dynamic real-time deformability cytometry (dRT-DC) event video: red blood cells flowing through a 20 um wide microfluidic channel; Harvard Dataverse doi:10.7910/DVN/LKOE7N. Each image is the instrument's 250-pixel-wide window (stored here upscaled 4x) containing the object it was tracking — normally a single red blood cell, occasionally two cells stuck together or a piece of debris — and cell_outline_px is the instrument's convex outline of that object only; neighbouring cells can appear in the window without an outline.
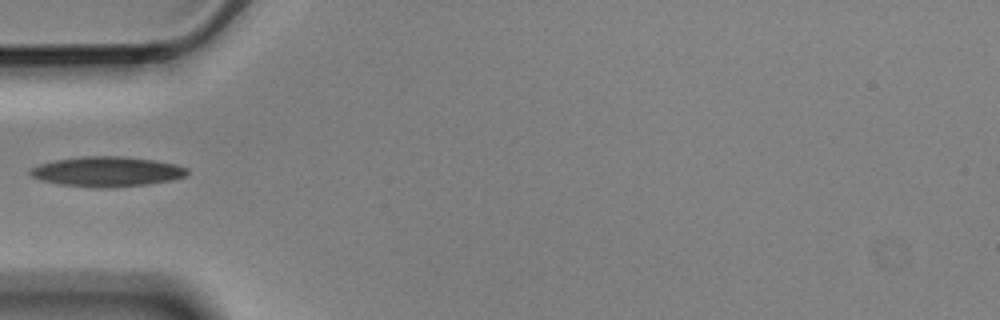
{"species": "Egyptian fruit bat (a non-hibernating species)", "species_latin": "Rousettus aegyptiacus", "temperature_condition": "cold", "stored_images_in_passage": 7, "camera_frame_rate_fps": 3000, "um_per_image_px": 0.085, "animal": {"sex": "male"}, "frame": {"image": 1, "passage_image": 3, "time_ms": 0.667, "image_size_px": [1000, 320], "cell_outline_px": [[188, 176], [176, 180], [148, 184], [104, 188], [92, 188], [60, 184], [40, 180], [32, 176], [28, 172], [32, 168], [40, 164], [52, 160], [84, 156], [120, 156], [152, 160], [176, 164], [188, 168]], "centroid_in_image_um": [9.12, 14.59], "position_along_channel_um": 75.9, "area_um2": 27.63}}
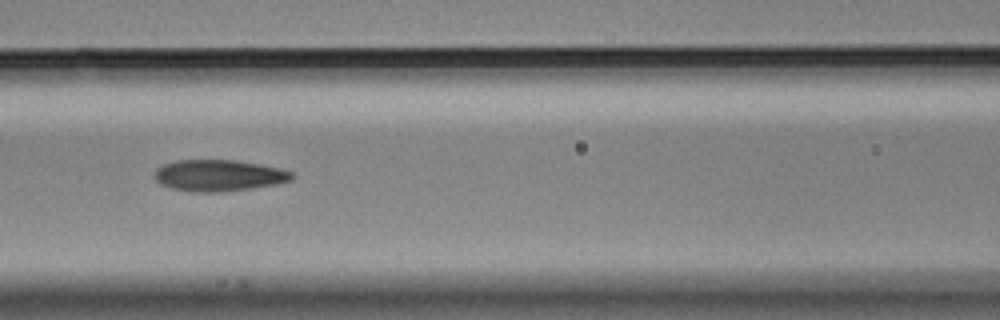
{"frame": {"image": 2, "passage_image": 5, "time_ms": 1.333, "image_size_px": [1000, 320], "cell_outline_px": [[296, 176], [292, 180], [276, 184], [252, 188], [220, 192], [192, 192], [172, 188], [160, 184], [152, 176], [156, 168], [164, 164], [176, 160], [236, 160], [280, 168], [292, 172]], "centroid_in_image_um": [18.58, 14.91], "position_along_channel_um": 148.0, "area_um2": 25.32}}
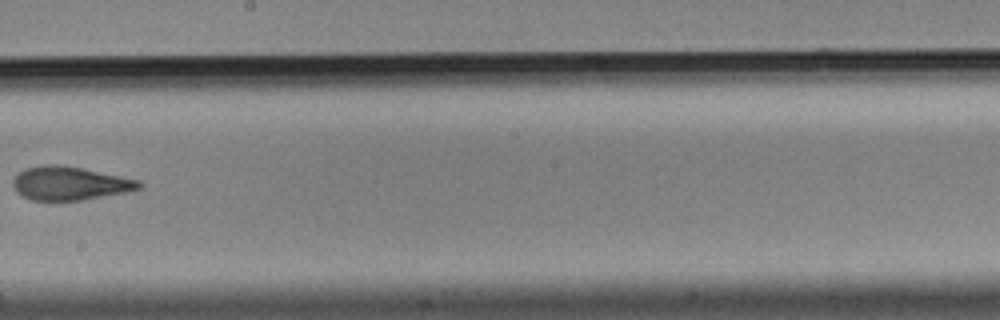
{"frame": {"image": 3, "passage_image": 7, "time_ms": 2.0, "image_size_px": [1000, 320], "cell_outline_px": [[144, 184], [140, 188], [124, 192], [80, 200], [32, 200], [16, 192], [12, 184], [12, 180], [24, 168], [44, 164], [60, 164], [140, 180]], "centroid_in_image_um": [5.9, 15.57], "position_along_channel_um": 242.3, "area_um2": 24.39}}